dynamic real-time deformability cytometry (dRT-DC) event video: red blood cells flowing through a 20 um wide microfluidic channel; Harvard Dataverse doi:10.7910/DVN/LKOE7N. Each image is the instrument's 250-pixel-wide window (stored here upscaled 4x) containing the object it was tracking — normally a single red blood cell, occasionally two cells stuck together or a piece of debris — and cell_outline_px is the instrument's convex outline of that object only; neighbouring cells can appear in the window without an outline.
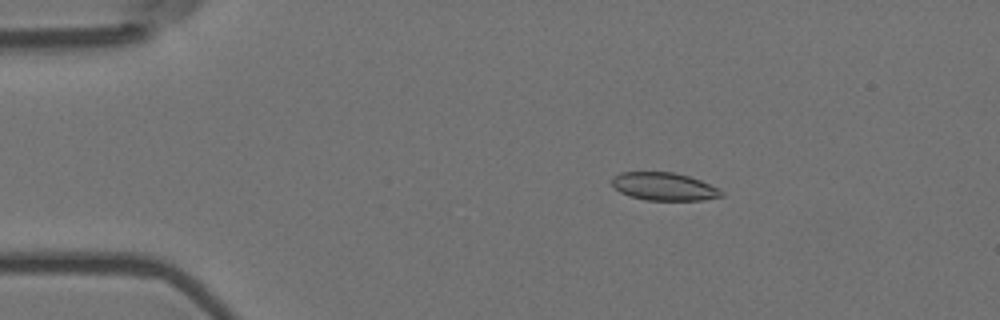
{"species": "Egyptian fruit bat (a non-hibernating species)", "species_latin": "Rousettus aegyptiacus", "temperature_condition": "room temperature", "stored_images_in_passage": 5, "camera_frame_rate_fps": 3000, "um_per_image_px": 0.085, "animal": {"sex": "female"}, "frame": {"image": 1, "passage_image": 3, "time_ms": 0.667, "image_size_px": [1000, 320], "cell_outline_px": [[724, 196], [704, 200], [648, 200], [628, 196], [620, 192], [612, 184], [612, 176], [620, 172], [672, 172], [688, 176], [700, 180], [724, 192]], "centroid_in_image_um": [56.42, 15.86], "position_along_channel_um": 28.6, "area_um2": 17.74}}
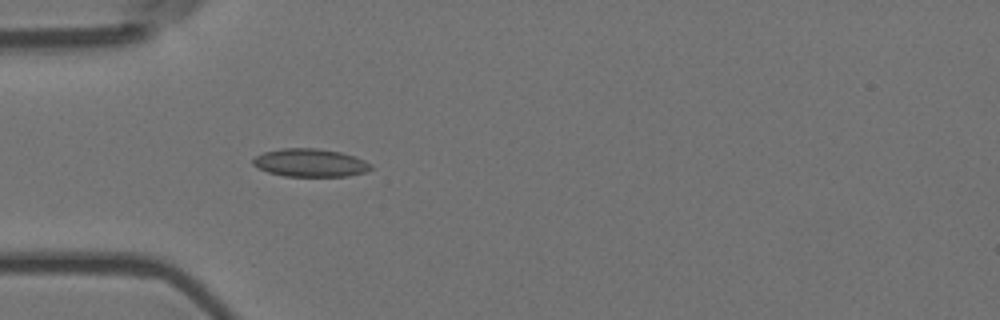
{"frame": {"image": 2, "passage_image": 5, "time_ms": 1.333, "image_size_px": [1000, 320], "cell_outline_px": [[372, 168], [364, 172], [348, 176], [284, 176], [268, 172], [252, 164], [252, 160], [256, 156], [264, 152], [284, 148], [316, 148], [340, 152], [364, 160], [372, 164]], "centroid_in_image_um": [26.36, 13.84], "position_along_channel_um": 58.6, "area_um2": 19.07}}